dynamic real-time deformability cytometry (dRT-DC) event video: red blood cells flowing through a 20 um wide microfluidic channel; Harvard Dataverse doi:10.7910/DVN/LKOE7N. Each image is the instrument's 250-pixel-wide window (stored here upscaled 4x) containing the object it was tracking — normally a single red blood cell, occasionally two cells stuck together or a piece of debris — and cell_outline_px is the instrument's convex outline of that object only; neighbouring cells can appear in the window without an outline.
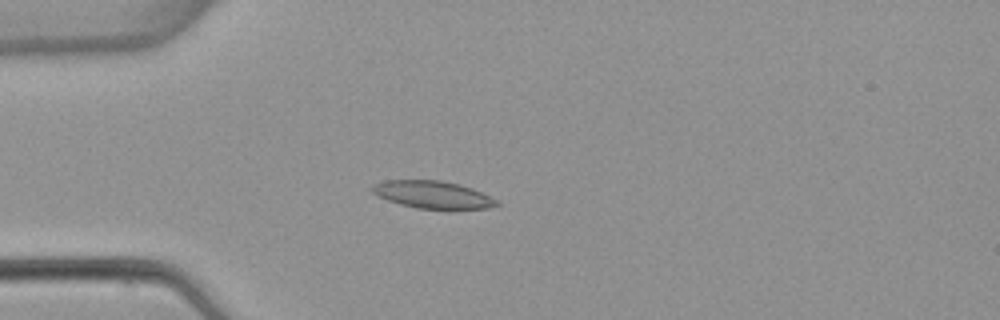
{"species": "common noctule bat (a hibernating species)", "species_latin": "Nyctalus noctula", "temperature_condition": "warm", "stored_images_in_passage": 4, "camera_frame_rate_fps": 3000, "um_per_image_px": 0.085, "animal": {"sex": "female", "body_mass_g": 22.7, "forearm_length_mm": 54.2}, "frame": {"image": 1, "passage_image": 4, "time_ms": 4.333, "image_size_px": [1000, 320], "cell_outline_px": [[500, 204], [488, 208], [416, 208], [400, 204], [376, 196], [368, 188], [372, 184], [384, 180], [440, 180], [460, 184], [472, 188], [500, 200]], "centroid_in_image_um": [36.74, 16.52], "position_along_channel_um": 48.3, "area_um2": 20.0}}